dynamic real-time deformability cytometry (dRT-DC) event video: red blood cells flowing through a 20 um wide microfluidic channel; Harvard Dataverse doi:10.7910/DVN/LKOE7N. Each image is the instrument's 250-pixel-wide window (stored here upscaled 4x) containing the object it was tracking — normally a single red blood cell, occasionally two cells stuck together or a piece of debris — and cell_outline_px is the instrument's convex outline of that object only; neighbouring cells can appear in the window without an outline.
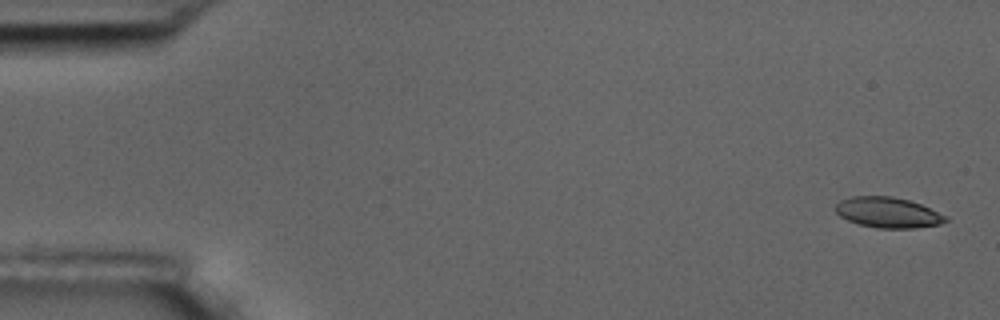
{"species": "common noctule bat (a hibernating species)", "species_latin": "Nyctalus noctula", "temperature_condition": "room temperature", "stored_images_in_passage": 5, "camera_frame_rate_fps": 3000, "um_per_image_px": 0.085, "animal": {"sex": "male", "body_mass_g": 17.5, "forearm_length_mm": 52.3}, "frame": {"image": 1, "passage_image": 1, "time_ms": 0.0, "image_size_px": [1000, 320], "cell_outline_px": [[948, 220], [940, 224], [916, 228], [876, 228], [860, 224], [848, 220], [840, 216], [836, 212], [836, 204], [840, 200], [852, 196], [892, 196], [908, 200], [920, 204], [948, 216]], "centroid_in_image_um": [75.48, 18.06], "position_along_channel_um": 9.5, "area_um2": 19.54}}
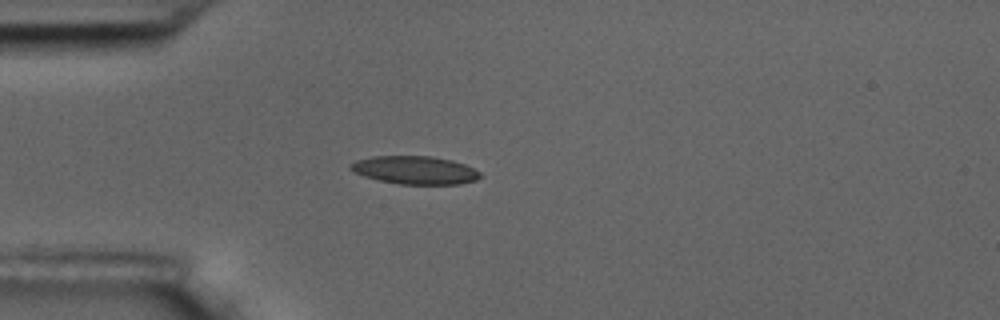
{"frame": {"image": 2, "passage_image": 5, "time_ms": 4.667, "image_size_px": [1000, 320], "cell_outline_px": [[480, 176], [476, 180], [460, 184], [400, 184], [380, 180], [364, 176], [352, 172], [348, 168], [356, 160], [372, 156], [432, 156], [452, 160], [464, 164], [480, 172]], "centroid_in_image_um": [35.25, 14.45], "position_along_channel_um": 49.7, "area_um2": 21.15}}